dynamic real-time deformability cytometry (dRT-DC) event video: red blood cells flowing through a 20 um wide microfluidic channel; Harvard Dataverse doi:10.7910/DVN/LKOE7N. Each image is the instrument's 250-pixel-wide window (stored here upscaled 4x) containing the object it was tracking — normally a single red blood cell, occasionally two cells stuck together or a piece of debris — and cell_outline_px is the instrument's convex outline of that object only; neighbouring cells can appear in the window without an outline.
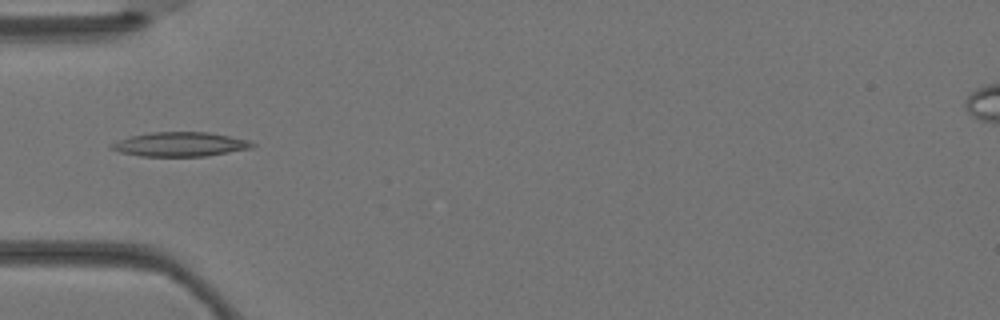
{"species": "Egyptian fruit bat (a non-hibernating species)", "species_latin": "Rousettus aegyptiacus", "temperature_condition": "warm", "stored_images_in_passage": 3, "camera_frame_rate_fps": 3000, "um_per_image_px": 0.085, "animal": {"sex": "female"}, "frame": {"image": 1, "passage_image": 3, "time_ms": 0.667, "image_size_px": [1000, 320], "cell_outline_px": [[256, 144], [252, 148], [208, 156], [140, 156], [120, 152], [108, 148], [108, 144], [132, 136], [148, 132], [208, 132], [248, 140]], "centroid_in_image_um": [15.29, 12.27], "position_along_channel_um": 69.7, "area_um2": 19.94}}